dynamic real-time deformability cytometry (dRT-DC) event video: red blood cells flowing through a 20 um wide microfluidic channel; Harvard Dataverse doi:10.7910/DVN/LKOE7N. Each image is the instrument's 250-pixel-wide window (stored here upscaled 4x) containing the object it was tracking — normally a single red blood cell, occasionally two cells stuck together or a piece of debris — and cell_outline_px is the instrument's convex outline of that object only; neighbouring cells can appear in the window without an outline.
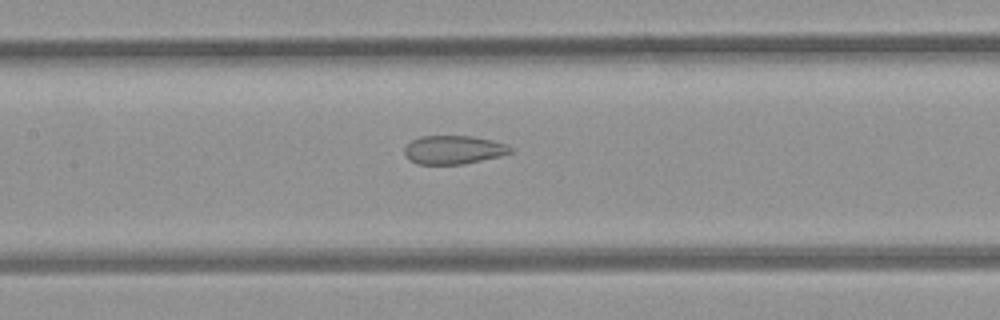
{"species": "common noctule bat (a hibernating species)", "species_latin": "Nyctalus noctula", "temperature_condition": "room temperature", "stored_images_in_passage": 38, "camera_frame_rate_fps": 3000, "um_per_image_px": 0.085, "animal": {"sex": "female", "body_mass_g": 21.9}, "frame": {"image": 1, "passage_image": 10, "time_ms": 3.0, "image_size_px": [1000, 320], "cell_outline_px": [[512, 152], [500, 156], [464, 164], [416, 164], [408, 160], [404, 156], [404, 148], [412, 140], [420, 136], [472, 136], [492, 140], [504, 144], [512, 148]], "centroid_in_image_um": [38.51, 12.74], "position_along_channel_um": 168.9, "area_um2": 17.69}}
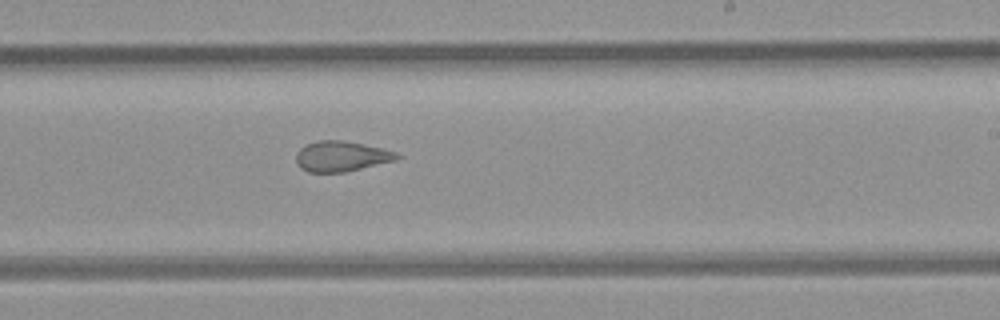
{"frame": {"image": 2, "passage_image": 17, "time_ms": 5.333, "image_size_px": [1000, 320], "cell_outline_px": [[400, 156], [396, 160], [344, 172], [308, 172], [300, 168], [296, 164], [296, 152], [304, 144], [316, 140], [340, 140], [380, 148], [396, 152]], "centroid_in_image_um": [28.93, 13.28], "position_along_channel_um": 260.1, "area_um2": 17.74}}
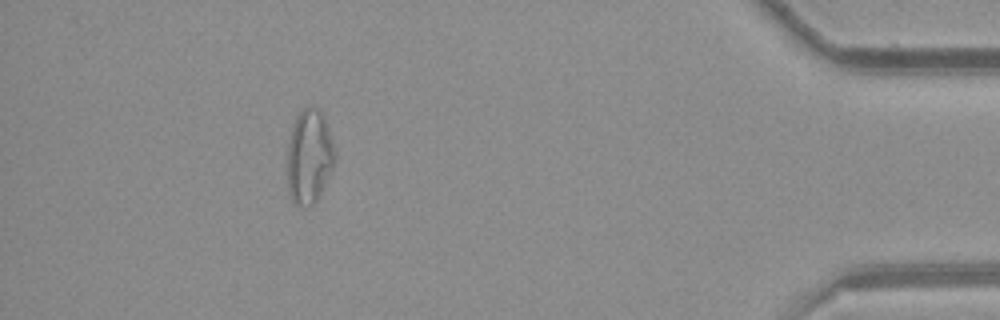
{"frame": {"image": 3, "passage_image": 33, "time_ms": 10.667, "image_size_px": [1000, 320], "cell_outline_px": [[336, 156], [332, 168], [316, 200], [312, 204], [304, 208], [296, 204], [292, 200], [288, 192], [288, 140], [292, 124], [296, 116], [304, 108], [316, 108], [320, 112], [328, 128], [336, 152]], "centroid_in_image_um": [26.26, 13.32], "position_along_channel_um": 408.9, "area_um2": 25.78}, "authors_computed_cell_mechanics": {"area_um2": 19.2763, "velocity_mm_per_s": 3.9165, "shape_relaxation_time_tau1_ms": null, "shape_relaxation_time_tau2_ms": 1.8589, "deformation_change_tau1": null, "deformation_change_tau2": 0.09}}